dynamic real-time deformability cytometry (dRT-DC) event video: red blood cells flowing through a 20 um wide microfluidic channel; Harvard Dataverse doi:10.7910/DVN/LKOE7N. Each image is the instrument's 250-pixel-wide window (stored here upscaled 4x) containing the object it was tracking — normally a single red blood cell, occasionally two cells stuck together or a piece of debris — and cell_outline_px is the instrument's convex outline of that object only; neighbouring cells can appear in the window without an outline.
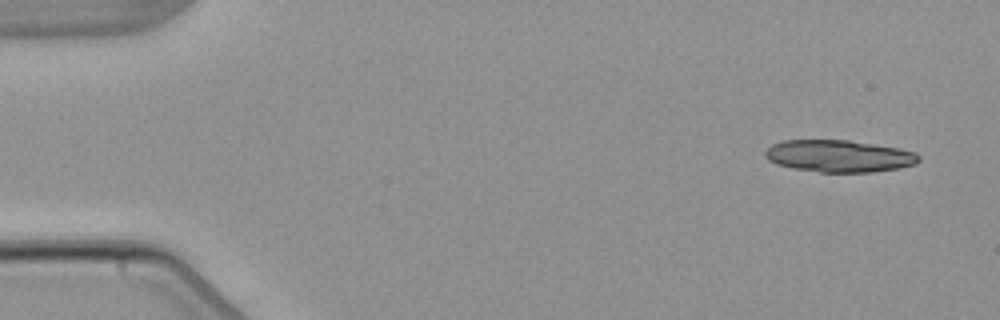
{"species": "common noctule bat (a hibernating species)", "species_latin": "Nyctalus noctula", "temperature_condition": "warm", "stored_images_in_passage": 5, "segment_of_instrument_passage": [1, 2], "camera_frame_rate_fps": 3000, "um_per_image_px": 0.085, "animal": {"sex": "male", "body_mass_g": 21.5, "forearm_length_mm": 52.0}, "frame": {"image": 1, "passage_image": 1, "time_ms": 0.0, "image_size_px": [1000, 320], "cell_outline_px": [[920, 160], [916, 164], [900, 168], [872, 172], [820, 172], [792, 168], [776, 164], [768, 160], [764, 156], [764, 152], [772, 144], [784, 140], [848, 140], [900, 148], [916, 152], [920, 156]], "centroid_in_image_um": [71.33, 13.26], "position_along_channel_um": 13.7, "area_um2": 28.9}}